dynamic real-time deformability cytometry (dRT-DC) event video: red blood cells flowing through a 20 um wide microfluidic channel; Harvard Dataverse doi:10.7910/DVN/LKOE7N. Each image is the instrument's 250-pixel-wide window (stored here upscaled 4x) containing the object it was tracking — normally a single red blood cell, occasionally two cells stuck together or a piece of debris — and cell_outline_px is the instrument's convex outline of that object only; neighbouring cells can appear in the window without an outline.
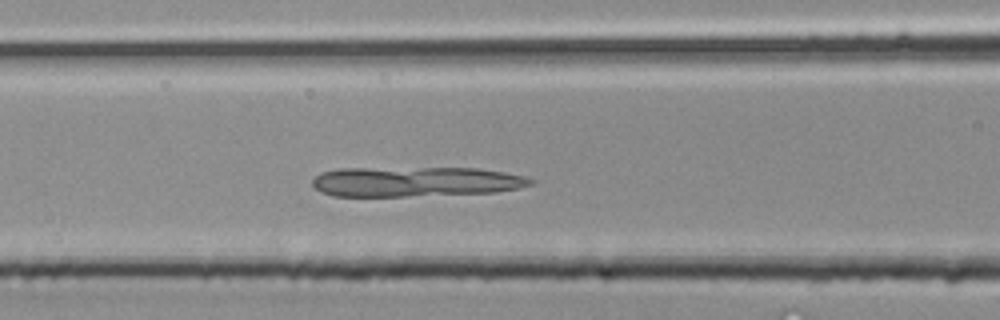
{"species": "common noctule bat (a hibernating species)", "species_latin": "Nyctalus noctula", "temperature_condition": "room temperature", "stored_images_in_passage": 28, "camera_frame_rate_fps": 3000, "um_per_image_px": 0.085, "animal": {"sex": "male", "body_mass_g": 20.4}, "frame": {"image": 1, "passage_image": 9, "time_ms": 2.667, "image_size_px": [1000, 320], "cell_outline_px": [[532, 184], [520, 188], [496, 192], [404, 196], [332, 196], [320, 192], [312, 184], [312, 180], [320, 172], [340, 168], [476, 168], [504, 172], [524, 176], [532, 180]], "centroid_in_image_um": [35.27, 15.44], "position_along_channel_um": 131.3, "area_um2": 38.03}}
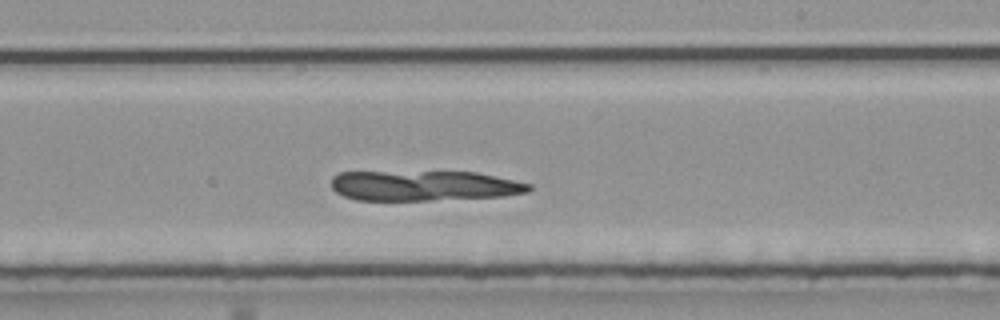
{"frame": {"image": 2, "passage_image": 15, "time_ms": 4.667, "image_size_px": [1000, 320], "cell_outline_px": [[532, 188], [528, 192], [504, 196], [428, 200], [356, 200], [344, 196], [336, 192], [332, 188], [332, 176], [340, 172], [476, 172], [532, 184]], "centroid_in_image_um": [36.03, 15.78], "position_along_channel_um": 253.0, "area_um2": 34.68}}
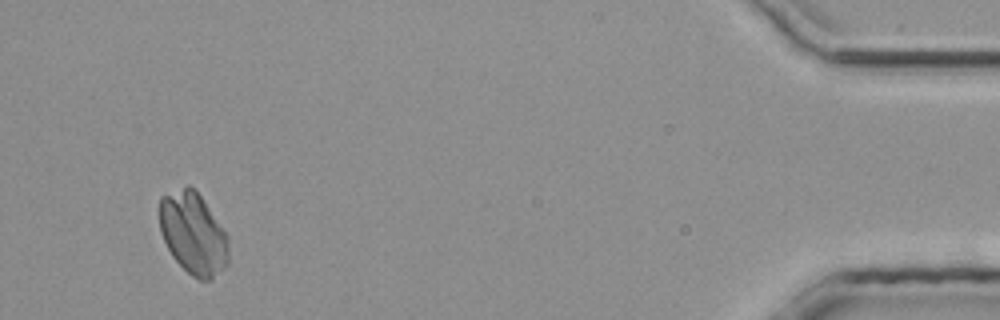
{"frame": {"image": 3, "passage_image": 27, "time_ms": 8.667, "image_size_px": [1000, 320], "cell_outline_px": [[228, 264], [212, 280], [200, 280], [192, 276], [172, 256], [160, 232], [160, 196], [188, 184], [200, 196], [228, 236]], "centroid_in_image_um": [16.42, 19.86], "position_along_channel_um": 418.8, "area_um2": 32.77}}